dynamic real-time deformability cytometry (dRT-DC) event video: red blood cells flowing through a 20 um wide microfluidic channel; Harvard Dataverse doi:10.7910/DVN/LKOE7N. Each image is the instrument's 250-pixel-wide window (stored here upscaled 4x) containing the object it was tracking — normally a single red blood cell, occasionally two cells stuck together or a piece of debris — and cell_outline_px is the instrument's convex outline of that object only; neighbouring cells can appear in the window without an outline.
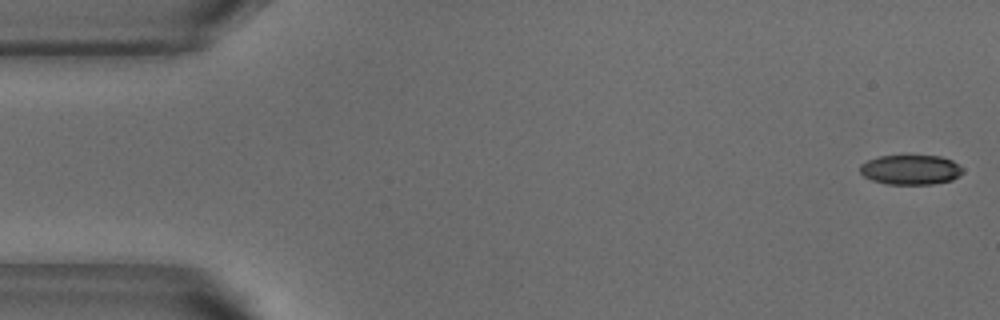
{"species": "common noctule bat (a hibernating species)", "species_latin": "Nyctalus noctula", "temperature_condition": "warm", "stored_images_in_passage": 9, "camera_frame_rate_fps": 3000, "um_per_image_px": 0.085, "animal": {"sex": "male", "body_mass_g": 18.8}, "frame": {"image": 1, "passage_image": 1, "time_ms": 0.0, "image_size_px": [1000, 320], "cell_outline_px": [[964, 172], [960, 176], [952, 180], [932, 184], [888, 184], [872, 180], [864, 176], [860, 172], [860, 164], [868, 160], [880, 156], [940, 156], [952, 160], [964, 168]], "centroid_in_image_um": [77.44, 14.43], "position_along_channel_um": 7.6, "area_um2": 17.86}}